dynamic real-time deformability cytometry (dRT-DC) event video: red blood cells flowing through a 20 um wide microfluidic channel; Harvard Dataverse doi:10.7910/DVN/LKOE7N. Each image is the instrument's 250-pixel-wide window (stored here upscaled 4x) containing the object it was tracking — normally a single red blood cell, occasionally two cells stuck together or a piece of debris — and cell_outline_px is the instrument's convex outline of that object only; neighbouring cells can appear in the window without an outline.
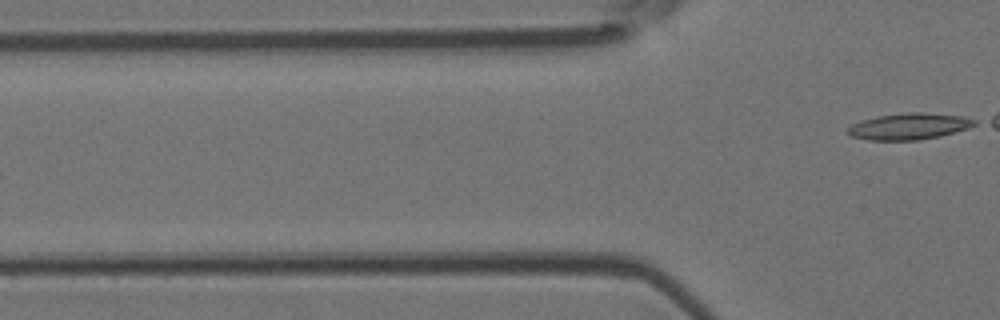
{"species": "Egyptian fruit bat (a non-hibernating species)", "species_latin": "Rousettus aegyptiacus", "temperature_condition": "room temperature", "stored_images_in_passage": 4, "camera_frame_rate_fps": 3000, "um_per_image_px": 0.085, "animal": {"sex": "female"}, "frame": {"image": 1, "passage_image": 4, "time_ms": 3.667, "image_size_px": [1000, 320], "cell_outline_px": [[976, 124], [968, 128], [956, 132], [940, 136], [920, 140], [868, 140], [852, 136], [844, 132], [852, 124], [860, 120], [876, 116], [908, 112], [924, 112], [960, 116], [976, 120]], "centroid_in_image_um": [77.23, 10.74], "position_along_channel_um": 48.6, "area_um2": 19.59}}